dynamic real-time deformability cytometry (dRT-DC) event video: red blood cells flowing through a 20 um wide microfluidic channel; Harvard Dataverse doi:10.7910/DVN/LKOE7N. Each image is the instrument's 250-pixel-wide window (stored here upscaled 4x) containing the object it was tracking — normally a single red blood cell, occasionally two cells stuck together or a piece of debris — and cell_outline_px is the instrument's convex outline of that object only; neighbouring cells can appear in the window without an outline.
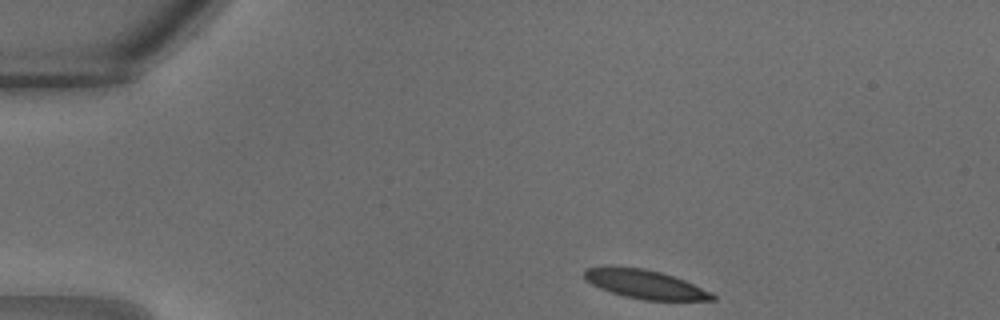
{"species": "common noctule bat (a hibernating species)", "species_latin": "Nyctalus noctula", "temperature_condition": "warm", "stored_images_in_passage": 27, "camera_frame_rate_fps": 3000, "um_per_image_px": 0.085, "animal": {"sex": "male", "body_mass_g": 18.8}, "frame": {"image": 1, "passage_image": 1, "time_ms": 0.0, "image_size_px": [1000, 320], "cell_outline_px": [[716, 300], [644, 300], [624, 296], [600, 288], [584, 280], [584, 268], [608, 264], [644, 268], [660, 272], [684, 280], [712, 292], [716, 296]], "centroid_in_image_um": [54.76, 24.13], "position_along_channel_um": 30.2, "area_um2": 21.85}}
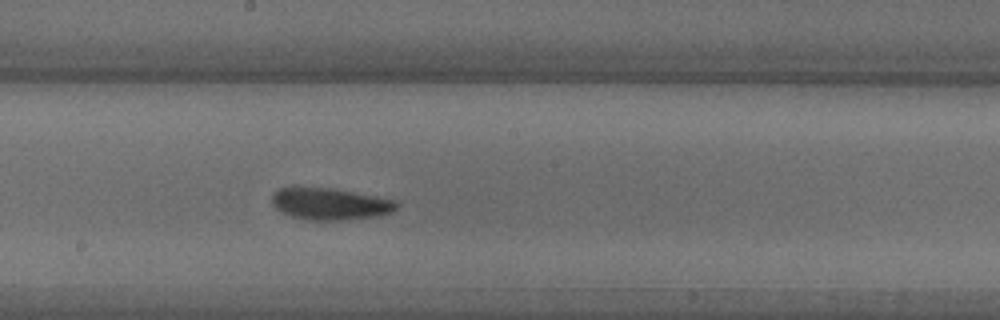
{"frame": {"image": 2, "passage_image": 13, "time_ms": 4.0, "image_size_px": [1000, 320], "cell_outline_px": [[400, 204], [392, 212], [380, 216], [340, 220], [308, 220], [292, 216], [280, 212], [272, 204], [272, 196], [280, 188], [292, 184], [328, 188], [376, 196], [396, 200]], "centroid_in_image_um": [28.01, 17.3], "position_along_channel_um": 220.2, "area_um2": 23.58}}
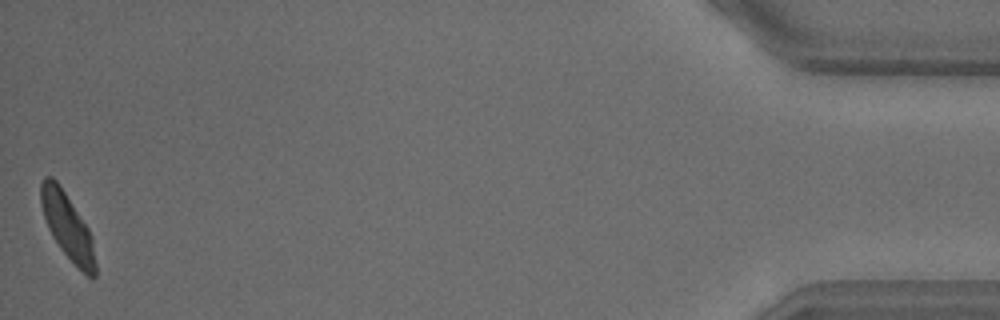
{"frame": {"image": 3, "passage_image": 27, "time_ms": 8.667, "image_size_px": [1000, 320], "cell_outline_px": [[96, 276], [92, 280], [60, 248], [52, 236], [48, 228], [40, 204], [40, 184], [44, 176], [52, 176], [56, 180], [88, 228], [92, 236], [96, 264]], "centroid_in_image_um": [5.73, 19.23], "position_along_channel_um": 429.5, "area_um2": 20.63}}